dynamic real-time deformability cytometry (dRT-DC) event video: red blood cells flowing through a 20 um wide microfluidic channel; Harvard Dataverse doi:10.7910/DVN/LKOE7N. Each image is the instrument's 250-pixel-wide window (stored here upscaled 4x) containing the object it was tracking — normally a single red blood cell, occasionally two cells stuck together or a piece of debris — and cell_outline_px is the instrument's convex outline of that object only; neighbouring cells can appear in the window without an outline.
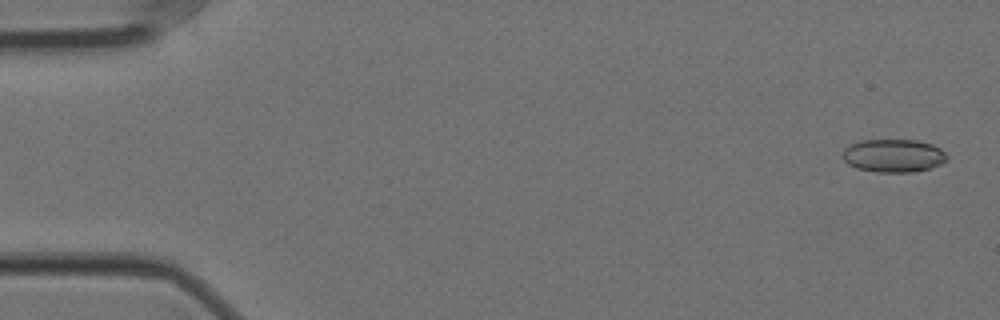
{"species": "Egyptian fruit bat (a non-hibernating species)", "species_latin": "Rousettus aegyptiacus", "temperature_condition": "cold", "stored_images_in_passage": 57, "camera_frame_rate_fps": 3000, "um_per_image_px": 0.085, "animal": {"sex": "female"}, "frame": {"image": 1, "passage_image": 2, "time_ms": 0.333, "image_size_px": [1000, 320], "cell_outline_px": [[948, 160], [940, 164], [928, 168], [912, 172], [876, 172], [856, 168], [848, 164], [840, 156], [844, 148], [860, 140], [916, 140], [932, 144], [940, 148], [948, 156]], "centroid_in_image_um": [75.92, 13.23], "position_along_channel_um": 9.1, "area_um2": 20.23}}
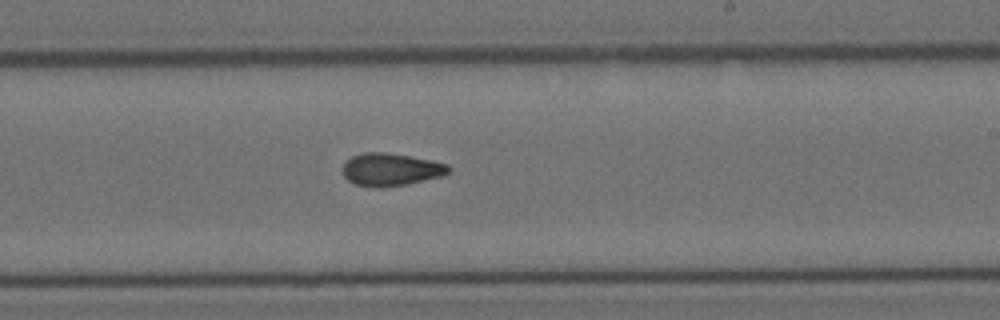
{"frame": {"image": 2, "passage_image": 34, "time_ms": 11.0, "image_size_px": [1000, 320], "cell_outline_px": [[452, 168], [444, 176], [408, 184], [380, 188], [376, 188], [356, 184], [348, 180], [344, 176], [344, 164], [352, 156], [364, 152], [384, 152], [432, 160], [448, 164]], "centroid_in_image_um": [33.26, 14.42], "position_along_channel_um": 255.7, "area_um2": 20.17}}
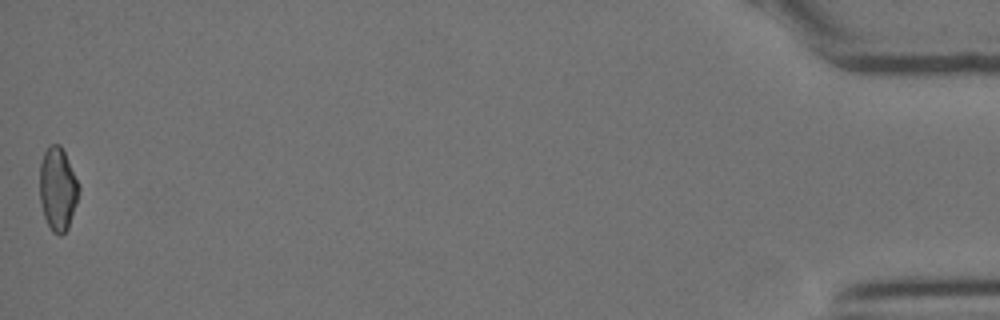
{"frame": {"image": 3, "passage_image": 57, "time_ms": 18.667, "image_size_px": [1000, 320], "cell_outline_px": [[80, 188], [76, 204], [68, 228], [60, 236], [52, 232], [44, 216], [40, 200], [40, 164], [44, 152], [48, 144], [60, 144], [80, 184]], "centroid_in_image_um": [4.91, 16.05], "position_along_channel_um": 430.3, "area_um2": 19.02}, "authors_computed_cell_mechanics": {"area_um2": 19.7676, "velocity_mm_per_s": 3.538, "shape_relaxation_time_tau1_ms": null, "shape_relaxation_time_tau2_ms": 3.8512, "deformation_change_tau1": null, "deformation_change_tau2": 0.1046}}